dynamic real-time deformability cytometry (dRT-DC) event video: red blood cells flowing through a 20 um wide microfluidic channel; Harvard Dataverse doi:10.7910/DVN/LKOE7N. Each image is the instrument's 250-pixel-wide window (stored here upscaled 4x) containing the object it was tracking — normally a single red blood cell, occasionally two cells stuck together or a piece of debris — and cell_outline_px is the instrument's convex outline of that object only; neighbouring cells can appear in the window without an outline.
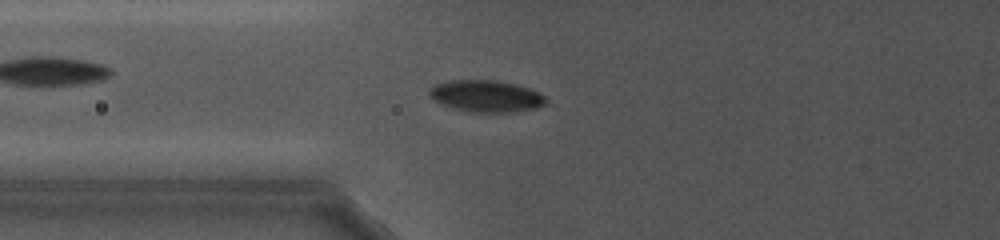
{"species": "common noctule bat (a hibernating species)", "species_latin": "Nyctalus noctula", "temperature_condition": "cold", "stored_images_in_passage": 59, "camera_frame_rate_fps": 5000, "um_per_image_px": 0.085, "animal": {"sex": "female", "body_mass_g": 19.0, "forearm_length_mm": 56.7}, "frame": {"image": 1, "passage_image": 32, "time_ms": 10.4, "image_size_px": [1000, 240], "cell_outline_px": [[544, 104], [536, 108], [504, 112], [480, 112], [456, 108], [444, 104], [436, 100], [428, 92], [436, 84], [448, 80], [500, 80], [516, 84], [528, 88], [544, 96]], "centroid_in_image_um": [41.33, 8.14], "position_along_channel_um": 84.5, "area_um2": 20.87}}
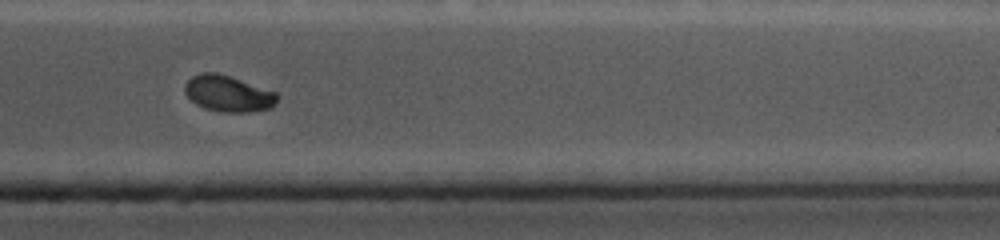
{"frame": {"image": 2, "passage_image": 56, "time_ms": 18.4, "image_size_px": [1000, 240], "cell_outline_px": [[276, 100], [272, 108], [248, 112], [224, 112], [204, 108], [196, 104], [184, 92], [184, 88], [188, 80], [192, 76], [200, 72], [216, 72], [276, 92]], "centroid_in_image_um": [19.36, 7.96], "position_along_channel_um": 392.0, "area_um2": 19.19}}
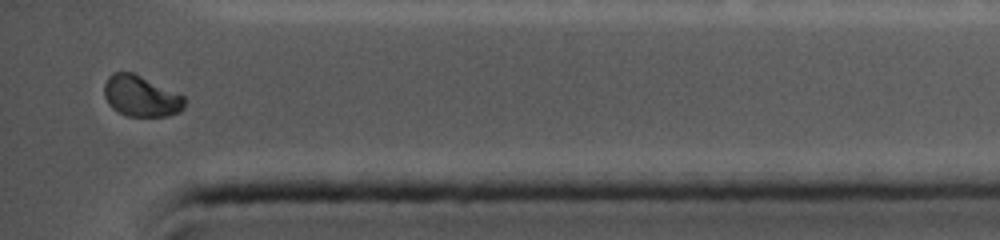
{"frame": {"image": 3, "passage_image": 58, "time_ms": 19.2, "image_size_px": [1000, 240], "cell_outline_px": [[184, 108], [180, 112], [168, 116], [128, 116], [112, 108], [108, 104], [104, 96], [104, 84], [108, 76], [112, 72], [132, 72], [184, 96]], "centroid_in_image_um": [11.96, 8.17], "position_along_channel_um": 423.2, "area_um2": 19.07}, "authors_computed_cell_mechanics": {"area_um2": 19.2474, "velocity_mm_per_s": 3.8957, "shape_relaxation_time_tau1_ms": 2.9786, "shape_relaxation_time_tau2_ms": 1.0261, "deformation_change_tau1": 0.0978, "deformation_change_tau2": 0.0277}}